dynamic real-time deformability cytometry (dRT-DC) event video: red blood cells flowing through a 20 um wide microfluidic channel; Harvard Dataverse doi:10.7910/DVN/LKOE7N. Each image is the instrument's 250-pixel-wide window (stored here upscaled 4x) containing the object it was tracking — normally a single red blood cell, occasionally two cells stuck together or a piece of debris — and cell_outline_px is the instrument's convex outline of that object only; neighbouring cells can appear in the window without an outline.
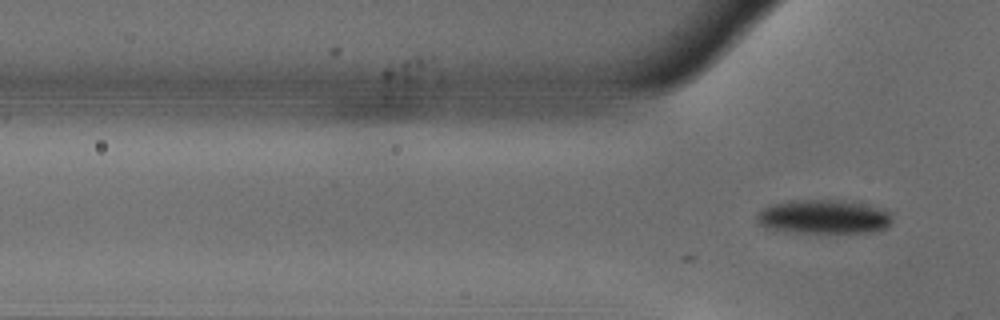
{"species": "common noctule bat (a hibernating species)", "species_latin": "Nyctalus noctula", "temperature_condition": "warm", "stored_images_in_passage": 12, "camera_frame_rate_fps": 3000, "um_per_image_px": 0.085, "animal": {"sex": "male", "body_mass_g": 18.8}, "frame": {"image": 1, "passage_image": 12, "time_ms": 3.667, "image_size_px": [1000, 320], "cell_outline_px": [[892, 220], [884, 228], [872, 232], [824, 236], [772, 232], [764, 228], [756, 220], [756, 212], [760, 208], [772, 204], [792, 200], [840, 200], [876, 208], [888, 212]], "centroid_in_image_um": [69.84, 18.51], "position_along_channel_um": 56.0, "area_um2": 28.21}}